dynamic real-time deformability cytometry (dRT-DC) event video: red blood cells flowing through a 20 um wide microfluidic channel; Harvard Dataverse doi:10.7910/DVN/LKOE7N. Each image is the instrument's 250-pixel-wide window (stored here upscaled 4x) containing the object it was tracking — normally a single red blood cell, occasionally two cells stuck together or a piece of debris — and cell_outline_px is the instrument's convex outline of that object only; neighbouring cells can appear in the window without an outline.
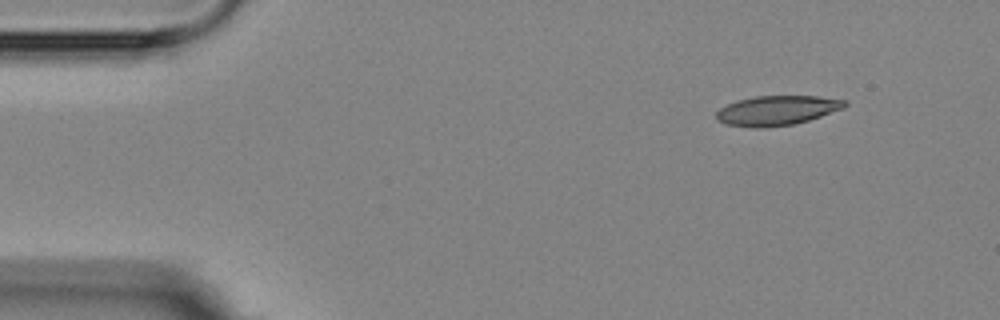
{"species": "Egyptian fruit bat (a non-hibernating species)", "species_latin": "Rousettus aegyptiacus", "temperature_condition": "room temperature", "stored_images_in_passage": 2, "camera_frame_rate_fps": 3000, "um_per_image_px": 0.085, "animal": {"sex": "female"}, "frame": {"image": 1, "passage_image": 2, "time_ms": 1.667, "image_size_px": [1000, 320], "cell_outline_px": [[848, 104], [844, 108], [808, 120], [792, 124], [764, 128], [756, 128], [724, 124], [716, 120], [716, 112], [720, 108], [736, 100], [756, 96], [816, 96], [848, 100]], "centroid_in_image_um": [66.02, 9.39], "position_along_channel_um": 19.0, "area_um2": 22.25}}